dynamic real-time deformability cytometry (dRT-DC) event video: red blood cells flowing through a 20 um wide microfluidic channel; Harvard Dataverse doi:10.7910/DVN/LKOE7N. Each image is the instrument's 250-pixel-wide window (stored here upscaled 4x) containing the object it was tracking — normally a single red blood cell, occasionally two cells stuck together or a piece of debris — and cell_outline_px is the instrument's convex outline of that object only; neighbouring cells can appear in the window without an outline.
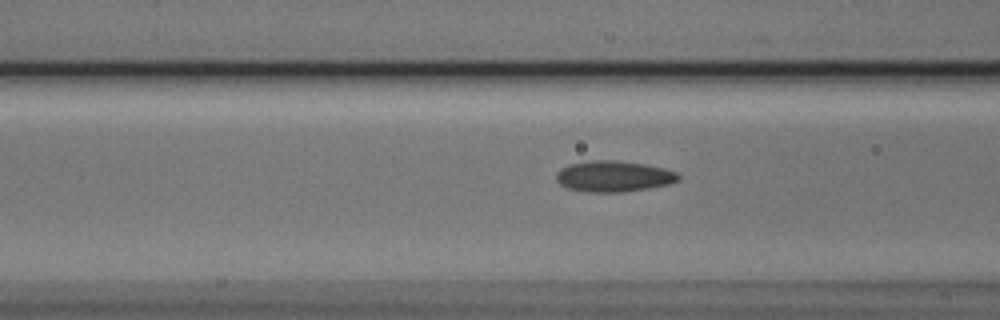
{"species": "Egyptian fruit bat (a non-hibernating species)", "species_latin": "Rousettus aegyptiacus", "temperature_condition": "cold", "stored_images_in_passage": 38, "camera_frame_rate_fps": 3000, "um_per_image_px": 0.085, "animal": {"sex": "male"}, "frame": {"image": 1, "passage_image": 6, "time_ms": 1.667, "image_size_px": [1000, 320], "cell_outline_px": [[680, 180], [668, 184], [648, 188], [624, 192], [584, 192], [568, 188], [560, 184], [556, 180], [556, 172], [560, 168], [568, 164], [592, 160], [616, 160], [644, 164], [664, 168], [676, 172], [680, 176]], "centroid_in_image_um": [52.13, 14.98], "position_along_channel_um": 114.5, "area_um2": 22.2}}
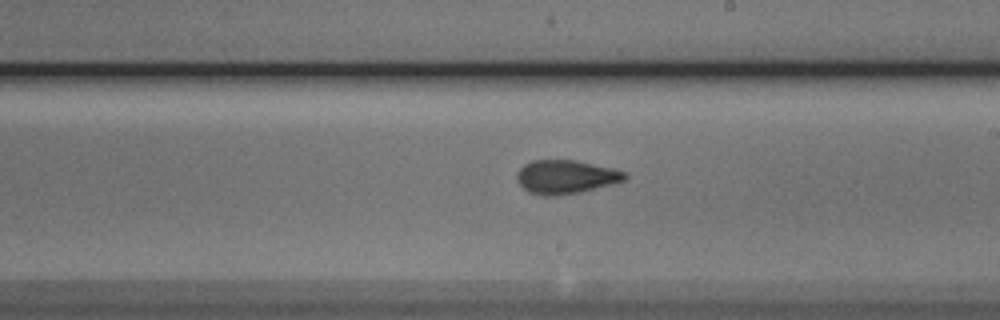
{"frame": {"image": 2, "passage_image": 16, "time_ms": 5.0, "image_size_px": [1000, 320], "cell_outline_px": [[628, 176], [624, 180], [580, 192], [556, 196], [544, 196], [528, 192], [516, 180], [516, 172], [524, 164], [532, 160], [576, 160], [612, 168], [624, 172]], "centroid_in_image_um": [48.03, 15.03], "position_along_channel_um": 241.0, "area_um2": 21.1}}
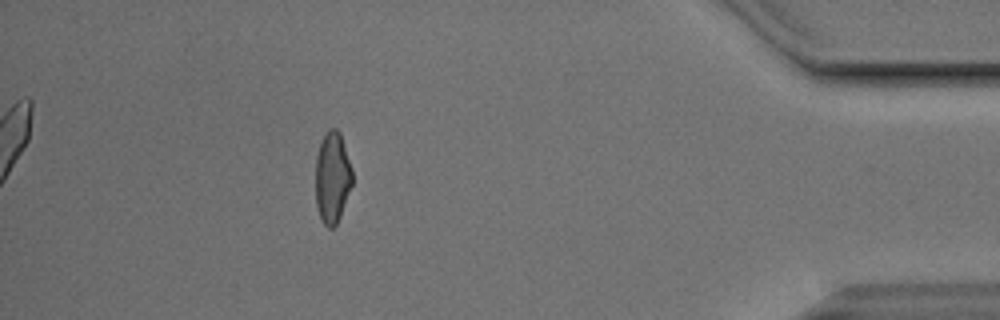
{"frame": {"image": 3, "passage_image": 33, "time_ms": 10.667, "image_size_px": [1000, 320], "cell_outline_px": [[352, 184], [340, 216], [336, 224], [332, 228], [328, 228], [324, 224], [320, 216], [316, 204], [316, 156], [320, 144], [328, 128], [336, 128], [340, 132], [352, 168]], "centroid_in_image_um": [28.25, 15.07], "position_along_channel_um": 406.9, "area_um2": 19.42}}